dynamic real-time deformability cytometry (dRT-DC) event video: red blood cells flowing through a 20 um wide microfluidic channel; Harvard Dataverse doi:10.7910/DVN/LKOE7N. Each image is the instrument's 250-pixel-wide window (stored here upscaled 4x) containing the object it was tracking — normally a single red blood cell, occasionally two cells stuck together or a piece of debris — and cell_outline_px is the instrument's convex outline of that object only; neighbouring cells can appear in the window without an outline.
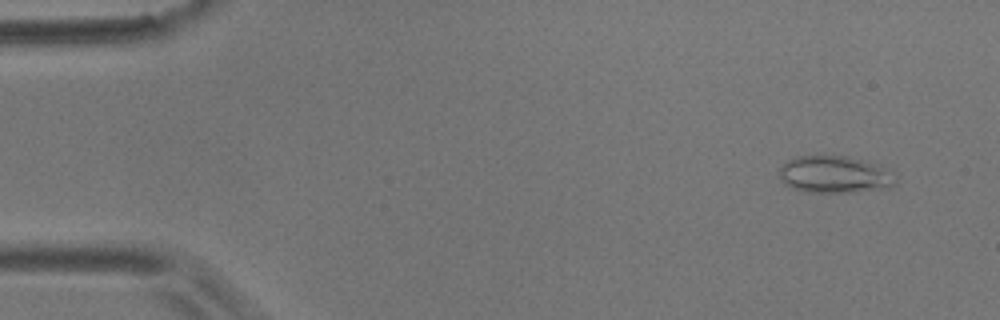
{"species": "common noctule bat (a hibernating species)", "species_latin": "Nyctalus noctula", "temperature_condition": "room temperature", "stored_images_in_passage": 56, "camera_frame_rate_fps": 3000, "um_per_image_px": 0.085, "animal": {"sex": "male", "body_mass_g": 17.9}, "frame": {"image": 1, "passage_image": 4, "time_ms": 1.0, "image_size_px": [1000, 320], "cell_outline_px": [[896, 184], [892, 188], [852, 192], [804, 192], [792, 188], [784, 184], [780, 176], [780, 168], [788, 160], [796, 156], [848, 156], [876, 164], [896, 180]], "centroid_in_image_um": [70.9, 14.85], "position_along_channel_um": 14.1, "area_um2": 24.85}}
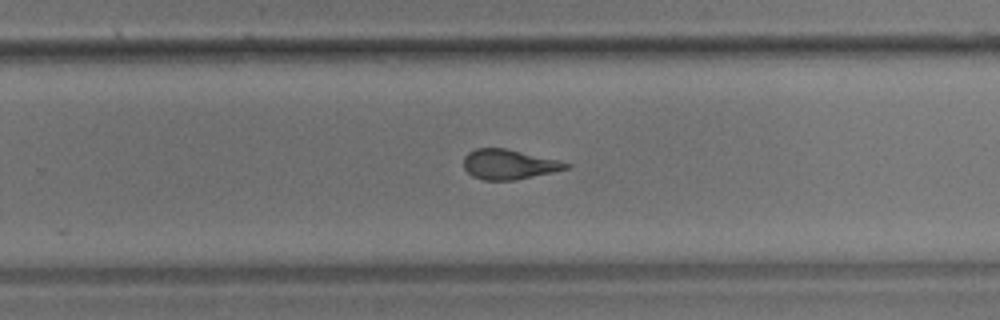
{"frame": {"image": 2, "passage_image": 36, "time_ms": 11.667, "image_size_px": [1000, 320], "cell_outline_px": [[572, 164], [568, 168], [552, 172], [516, 180], [484, 180], [472, 176], [464, 168], [464, 156], [468, 152], [476, 148], [504, 148], [556, 160]], "centroid_in_image_um": [43.21, 13.98], "position_along_channel_um": 286.6, "area_um2": 17.57}}
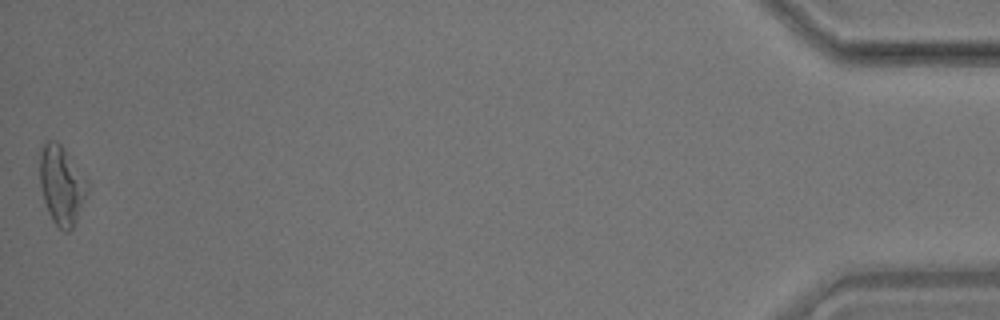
{"frame": {"image": 3, "passage_image": 56, "time_ms": 18.333, "image_size_px": [1000, 320], "cell_outline_px": [[88, 192], [72, 228], [68, 232], [64, 232], [52, 220], [48, 212], [44, 200], [40, 184], [40, 152], [44, 144], [48, 140], [56, 140], [64, 148], [88, 180]], "centroid_in_image_um": [5.24, 15.72], "position_along_channel_um": 430.0, "area_um2": 21.73}, "authors_computed_cell_mechanics": {"area_um2": 19.7676, "velocity_mm_per_s": 3.5599, "shape_relaxation_time_tau1_ms": 8.9419, "shape_relaxation_time_tau2_ms": 1.7929, "deformation_change_tau1": 0.2073, "deformation_change_tau2": 0.1045}}